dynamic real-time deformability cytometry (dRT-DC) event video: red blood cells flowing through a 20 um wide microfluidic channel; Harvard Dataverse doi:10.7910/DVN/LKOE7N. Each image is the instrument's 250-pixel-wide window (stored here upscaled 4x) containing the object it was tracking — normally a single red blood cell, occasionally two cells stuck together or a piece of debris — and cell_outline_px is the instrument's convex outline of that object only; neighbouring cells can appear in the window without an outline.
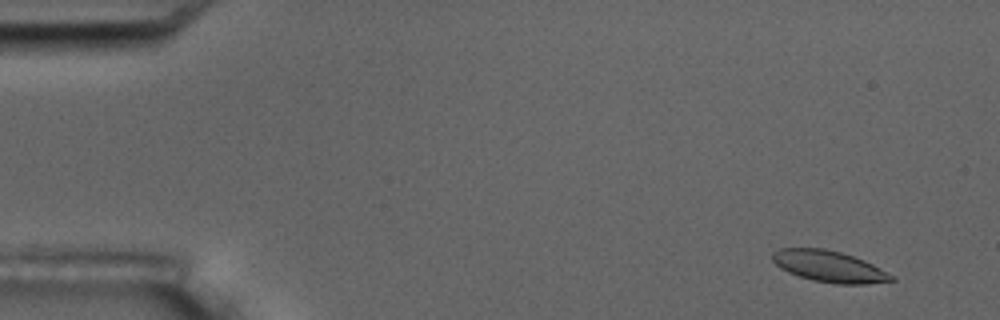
{"species": "common noctule bat (a hibernating species)", "species_latin": "Nyctalus noctula", "temperature_condition": "room temperature", "stored_images_in_passage": 9, "camera_frame_rate_fps": 3000, "um_per_image_px": 0.085, "animal": {"sex": "male", "body_mass_g": 17.5, "forearm_length_mm": 52.3}, "frame": {"image": 1, "passage_image": 1, "time_ms": 0.0, "image_size_px": [1000, 320], "cell_outline_px": [[896, 280], [868, 284], [836, 284], [812, 280], [788, 272], [780, 268], [772, 260], [772, 252], [780, 248], [824, 248], [840, 252], [864, 260], [896, 276]], "centroid_in_image_um": [70.49, 22.65], "position_along_channel_um": 14.5, "area_um2": 21.79}}
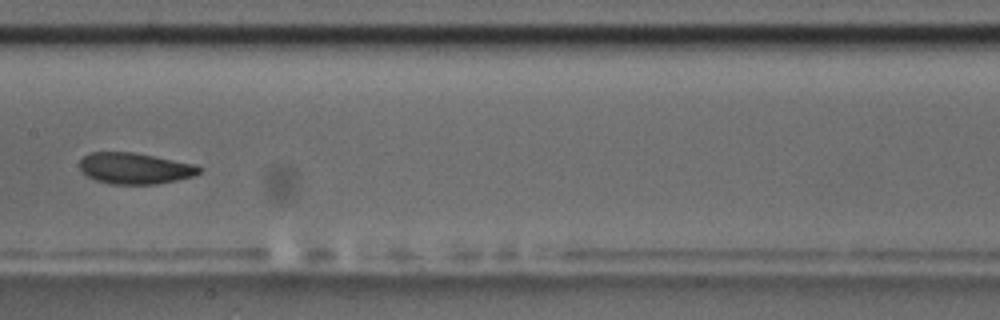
{"frame": {"image": 2, "passage_image": 8, "time_ms": 8.333, "image_size_px": [1000, 320], "cell_outline_px": [[200, 172], [192, 176], [176, 180], [156, 184], [112, 184], [96, 180], [88, 176], [80, 168], [80, 160], [88, 152], [136, 152], [196, 164], [200, 168]], "centroid_in_image_um": [11.46, 14.29], "position_along_channel_um": 195.9, "area_um2": 21.68}}
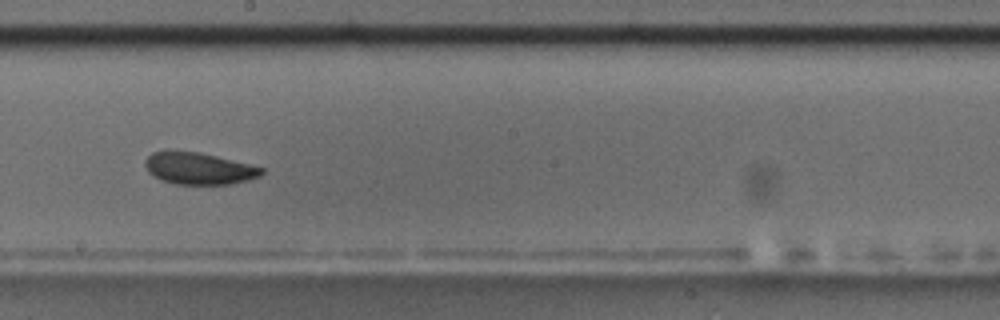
{"frame": {"image": 3, "passage_image": 9, "time_ms": 9.333, "image_size_px": [1000, 320], "cell_outline_px": [[264, 172], [260, 176], [248, 180], [232, 184], [176, 184], [160, 180], [148, 172], [144, 164], [144, 160], [152, 152], [200, 152], [264, 168]], "centroid_in_image_um": [16.9, 14.34], "position_along_channel_um": 231.3, "area_um2": 21.39}}